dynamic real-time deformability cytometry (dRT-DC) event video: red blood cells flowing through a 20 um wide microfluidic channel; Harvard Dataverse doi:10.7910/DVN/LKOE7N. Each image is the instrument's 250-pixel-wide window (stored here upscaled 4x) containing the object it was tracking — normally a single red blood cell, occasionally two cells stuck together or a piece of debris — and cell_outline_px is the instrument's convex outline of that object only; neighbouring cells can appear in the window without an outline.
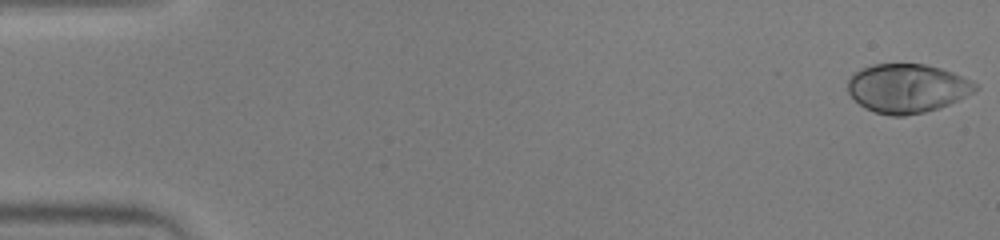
{"species": "human", "species_latin": "Homo sapiens", "temperature_condition": "warm", "stored_images_in_passage": 52, "camera_frame_rate_fps": 3000, "um_per_image_px": 0.085, "donor": {"sex": "male"}, "frame": {"image": 1, "passage_image": 1, "time_ms": 0.0, "image_size_px": [1000, 240], "cell_outline_px": [[980, 88], [948, 104], [924, 112], [904, 116], [892, 116], [876, 112], [864, 108], [848, 92], [848, 80], [860, 68], [872, 64], [924, 64], [940, 68], [952, 72], [972, 80]], "centroid_in_image_um": [77.1, 7.49], "position_along_channel_um": 7.9, "area_um2": 36.01}}
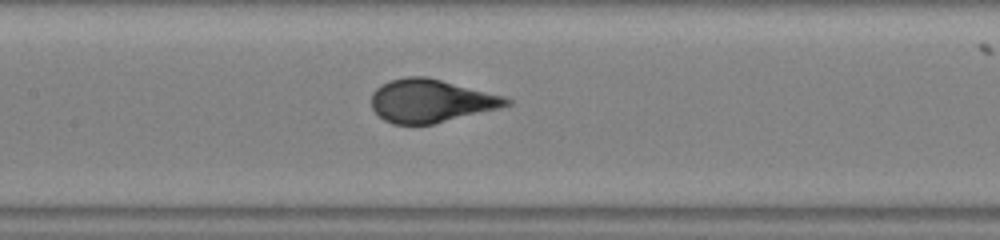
{"frame": {"image": 2, "passage_image": 25, "time_ms": 8.0, "image_size_px": [1000, 240], "cell_outline_px": [[512, 104], [500, 108], [432, 124], [392, 124], [384, 120], [372, 108], [372, 92], [376, 88], [392, 80], [408, 76], [424, 76], [504, 96], [512, 100]], "centroid_in_image_um": [36.63, 8.58], "position_along_channel_um": 170.8, "area_um2": 33.47}}
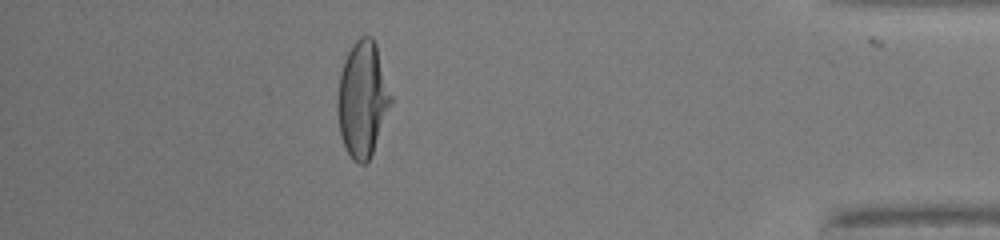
{"frame": {"image": 3, "passage_image": 46, "time_ms": 15.0, "image_size_px": [1000, 240], "cell_outline_px": [[392, 104], [372, 152], [368, 160], [364, 164], [360, 164], [352, 160], [340, 136], [336, 108], [336, 96], [340, 72], [344, 60], [352, 44], [360, 36], [372, 36], [376, 44], [392, 96]], "centroid_in_image_um": [30.79, 8.42], "position_along_channel_um": 404.4, "area_um2": 36.13}}